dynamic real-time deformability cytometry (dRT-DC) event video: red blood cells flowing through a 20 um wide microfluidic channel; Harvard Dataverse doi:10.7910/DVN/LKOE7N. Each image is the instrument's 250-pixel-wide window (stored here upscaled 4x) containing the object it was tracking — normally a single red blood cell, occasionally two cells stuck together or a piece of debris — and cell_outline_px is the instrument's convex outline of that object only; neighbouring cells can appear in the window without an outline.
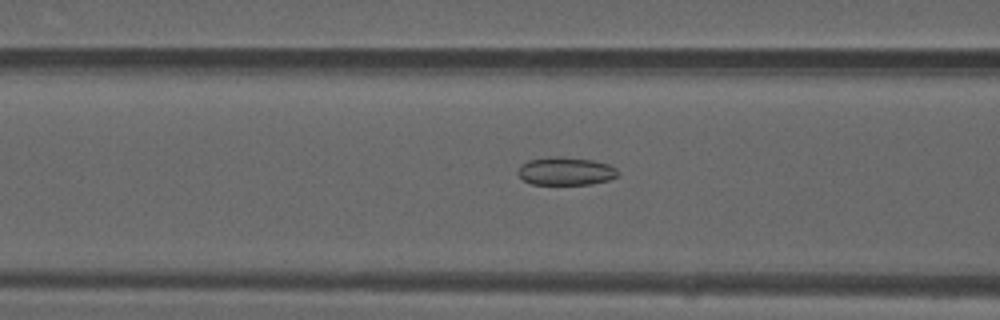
{"species": "common noctule bat (a hibernating species)", "species_latin": "Nyctalus noctula", "temperature_condition": "warm", "stored_images_in_passage": 36, "camera_frame_rate_fps": 3000, "um_per_image_px": 0.085, "animal": {"sex": "male", "forearm_length_mm": 52.5}, "frame": {"image": 1, "passage_image": 6, "time_ms": 1.667, "image_size_px": [1000, 320], "cell_outline_px": [[616, 176], [608, 180], [592, 184], [532, 184], [524, 180], [516, 172], [520, 164], [528, 160], [552, 156], [560, 156], [592, 160], [608, 164], [616, 168]], "centroid_in_image_um": [48.03, 14.54], "position_along_channel_um": 118.6, "area_um2": 16.3}}
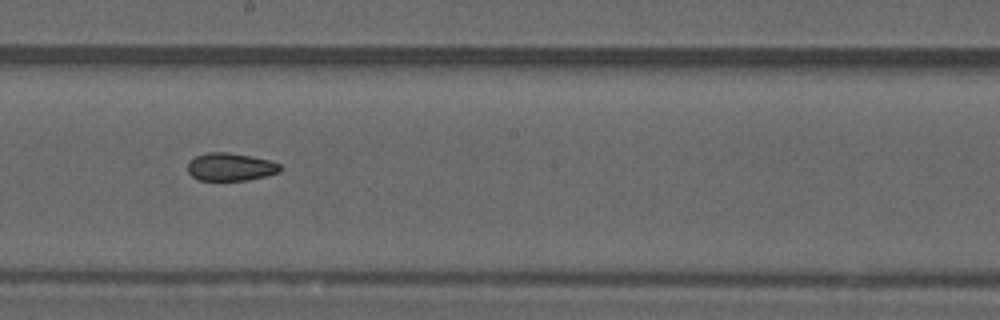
{"frame": {"image": 2, "passage_image": 14, "time_ms": 4.333, "image_size_px": [1000, 320], "cell_outline_px": [[280, 172], [248, 180], [200, 180], [192, 176], [188, 172], [188, 164], [196, 156], [208, 152], [228, 152], [268, 160], [280, 164]], "centroid_in_image_um": [19.58, 14.19], "position_along_channel_um": 228.6, "area_um2": 14.74}}
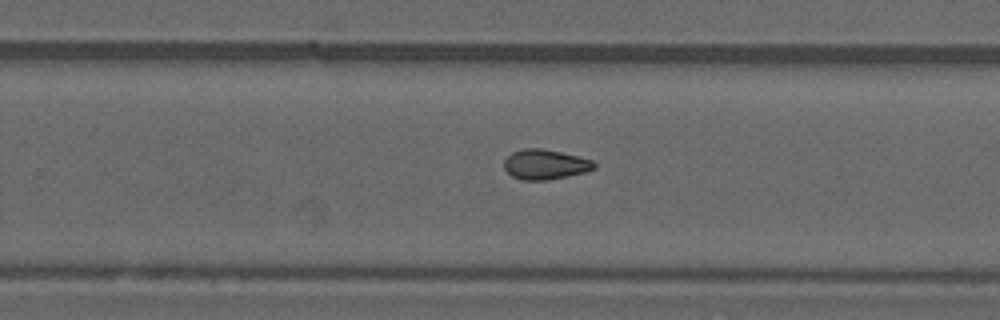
{"frame": {"image": 3, "passage_image": 18, "time_ms": 5.667, "image_size_px": [1000, 320], "cell_outline_px": [[596, 168], [588, 172], [568, 176], [544, 180], [524, 180], [512, 176], [504, 168], [504, 160], [512, 152], [524, 148], [540, 148], [580, 156], [592, 160], [596, 164]], "centroid_in_image_um": [46.37, 13.97], "position_along_channel_um": 283.4, "area_um2": 15.78}, "authors_computed_cell_mechanics": {"area_um2": 15.5482, "velocity_mm_per_s": 4.1304, "shape_relaxation_time_tau1_ms": null, "shape_relaxation_time_tau2_ms": 3.2245, "deformation_change_tau1": null, "deformation_change_tau2": 0.0866}}